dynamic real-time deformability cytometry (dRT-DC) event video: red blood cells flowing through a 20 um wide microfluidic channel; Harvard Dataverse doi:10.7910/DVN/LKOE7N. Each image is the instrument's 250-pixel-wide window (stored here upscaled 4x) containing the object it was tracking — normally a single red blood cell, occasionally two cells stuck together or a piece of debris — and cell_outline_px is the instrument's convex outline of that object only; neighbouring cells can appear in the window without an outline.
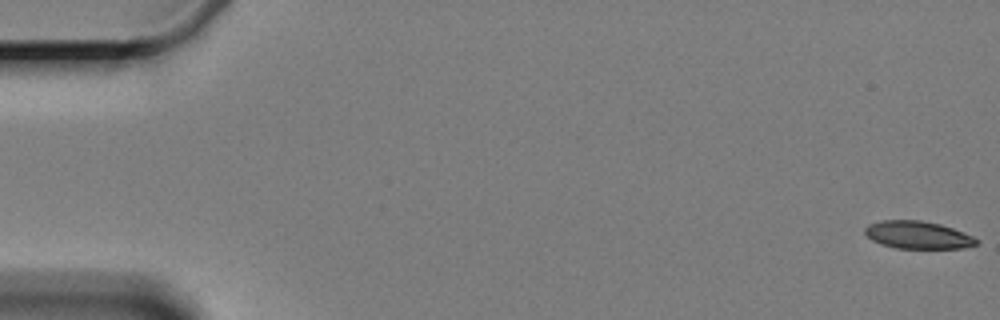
{"species": "Egyptian fruit bat (a non-hibernating species)", "species_latin": "Rousettus aegyptiacus", "temperature_condition": "cold", "stored_images_in_passage": 7, "camera_frame_rate_fps": 3000, "um_per_image_px": 0.085, "animal": {"sex": "female"}, "frame": {"image": 1, "passage_image": 1, "time_ms": 0.0, "image_size_px": [1000, 320], "cell_outline_px": [[980, 240], [976, 244], [964, 248], [896, 248], [880, 244], [872, 240], [864, 232], [864, 228], [868, 224], [880, 220], [920, 220], [940, 224], [964, 232]], "centroid_in_image_um": [78.0, 19.96], "position_along_channel_um": 7.0, "area_um2": 17.98}}
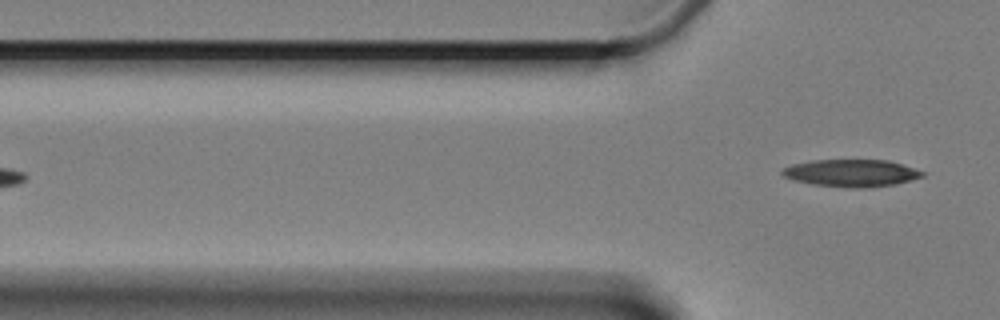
{"frame": {"image": 2, "passage_image": 7, "time_ms": 8.0, "image_size_px": [1000, 320], "cell_outline_px": [[924, 176], [912, 180], [896, 184], [872, 188], [852, 188], [812, 184], [796, 180], [784, 176], [780, 172], [784, 168], [792, 164], [812, 160], [888, 160], [904, 164], [924, 172]], "centroid_in_image_um": [72.42, 14.71], "position_along_channel_um": 53.4, "area_um2": 22.37}}